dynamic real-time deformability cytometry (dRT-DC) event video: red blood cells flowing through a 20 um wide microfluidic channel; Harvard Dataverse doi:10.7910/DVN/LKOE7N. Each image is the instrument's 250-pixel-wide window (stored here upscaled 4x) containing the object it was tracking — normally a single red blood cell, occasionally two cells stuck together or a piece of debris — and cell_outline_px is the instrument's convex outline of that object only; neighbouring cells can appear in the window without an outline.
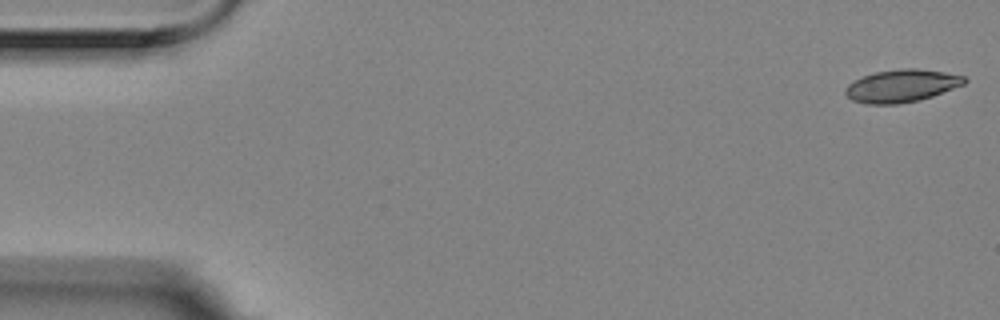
{"species": "Egyptian fruit bat (a non-hibernating species)", "species_latin": "Rousettus aegyptiacus", "temperature_condition": "room temperature", "stored_images_in_passage": 56, "camera_frame_rate_fps": 3000, "um_per_image_px": 0.085, "animal": {"sex": "female"}, "frame": {"image": 1, "passage_image": 1, "time_ms": 0.0, "image_size_px": [1000, 320], "cell_outline_px": [[968, 80], [964, 84], [932, 96], [920, 100], [896, 104], [864, 104], [852, 100], [844, 92], [844, 88], [848, 84], [864, 76], [876, 72], [900, 68], [916, 68], [944, 72], [964, 76]], "centroid_in_image_um": [76.63, 7.3], "position_along_channel_um": 8.4, "area_um2": 22.54}}
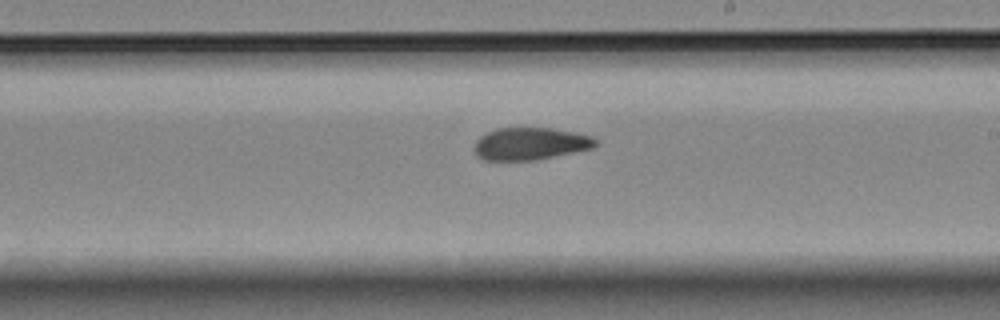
{"frame": {"image": 2, "passage_image": 32, "time_ms": 10.333, "image_size_px": [1000, 320], "cell_outline_px": [[600, 144], [592, 148], [536, 160], [484, 160], [476, 156], [472, 148], [476, 140], [480, 136], [496, 128], [552, 128], [576, 132], [592, 136]], "centroid_in_image_um": [45.06, 12.21], "position_along_channel_um": 243.9, "area_um2": 23.06}}
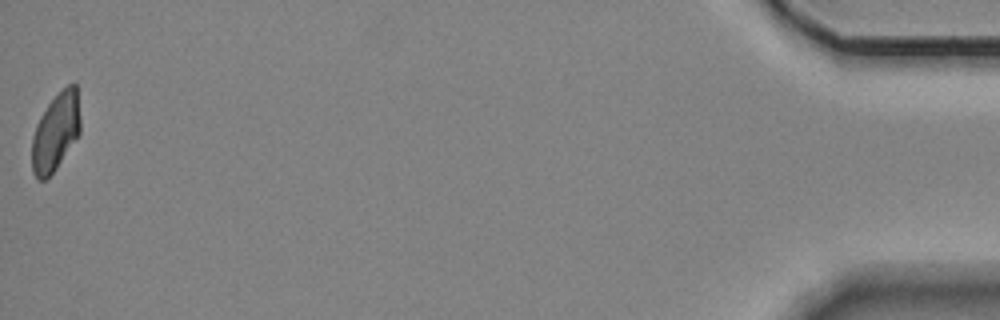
{"frame": {"image": 3, "passage_image": 56, "time_ms": 18.333, "image_size_px": [1000, 320], "cell_outline_px": [[80, 132], [56, 168], [44, 180], [36, 180], [32, 172], [32, 136], [36, 124], [40, 116], [48, 104], [68, 84], [76, 84], [80, 116]], "centroid_in_image_um": [4.71, 11.23], "position_along_channel_um": 430.5, "area_um2": 21.68}, "authors_computed_cell_mechanics": {"area_um2": 23.2645, "velocity_mm_per_s": 3.5211, "shape_relaxation_time_tau1_ms": 6.7898, "shape_relaxation_time_tau2_ms": 3.0262, "deformation_change_tau1": 0.1493, "deformation_change_tau2": 0.0822}}